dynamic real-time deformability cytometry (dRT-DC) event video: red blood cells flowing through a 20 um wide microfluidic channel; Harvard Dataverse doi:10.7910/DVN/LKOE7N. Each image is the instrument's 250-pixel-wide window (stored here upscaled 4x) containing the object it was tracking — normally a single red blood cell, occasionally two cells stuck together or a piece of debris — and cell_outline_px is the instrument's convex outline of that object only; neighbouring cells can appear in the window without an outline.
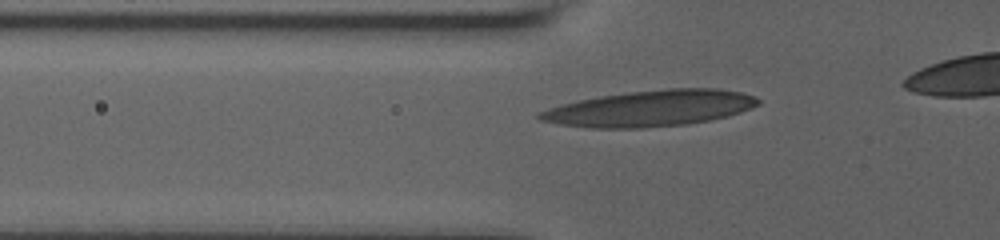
{"species": "human", "species_latin": "Homo sapiens", "temperature_condition": "room temperature", "stored_images_in_passage": 31, "camera_frame_rate_fps": 3000, "um_per_image_px": 0.085, "donor": {"sex": "male"}, "frame": {"image": 1, "passage_image": 5, "time_ms": 1.667, "image_size_px": [1000, 240], "cell_outline_px": [[760, 104], [752, 108], [728, 116], [708, 120], [684, 124], [640, 128], [592, 128], [560, 124], [540, 120], [536, 116], [536, 112], [560, 104], [600, 96], [628, 92], [668, 88], [716, 88], [740, 92], [756, 96], [760, 100]], "centroid_in_image_um": [55.27, 9.2], "position_along_channel_um": 70.5, "area_um2": 45.89}}
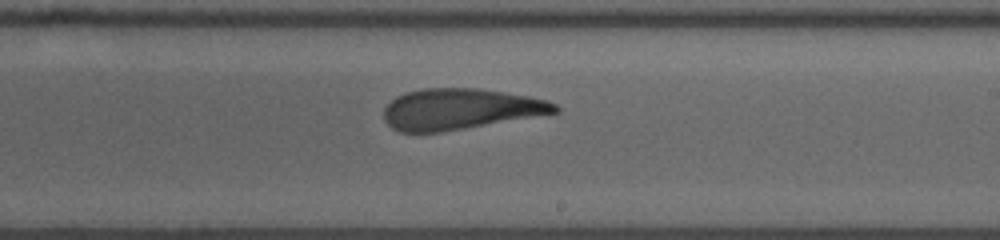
{"frame": {"image": 2, "passage_image": 19, "time_ms": 6.667, "image_size_px": [1000, 240], "cell_outline_px": [[560, 112], [440, 132], [400, 132], [392, 128], [384, 120], [384, 108], [396, 96], [404, 92], [424, 88], [480, 88], [528, 96], [548, 100], [556, 104], [560, 108]], "centroid_in_image_um": [39.1, 9.26], "position_along_channel_um": 249.9, "area_um2": 40.69}}
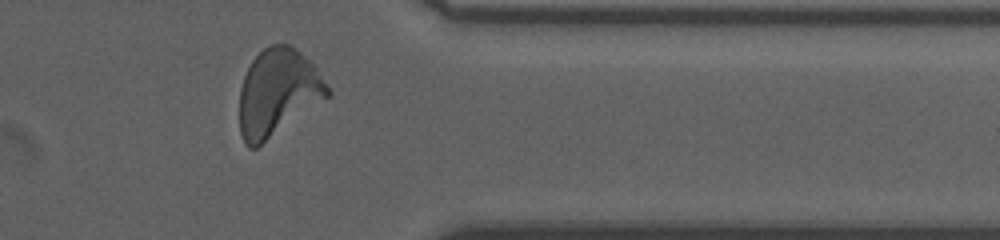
{"frame": {"image": 3, "passage_image": 29, "time_ms": 10.667, "image_size_px": [1000, 240], "cell_outline_px": [[332, 92], [328, 96], [256, 148], [248, 148], [244, 144], [240, 132], [240, 88], [244, 76], [252, 60], [268, 44], [288, 44], [300, 52], [316, 68]], "centroid_in_image_um": [23.58, 7.86], "position_along_channel_um": 387.8, "area_um2": 43.93}}